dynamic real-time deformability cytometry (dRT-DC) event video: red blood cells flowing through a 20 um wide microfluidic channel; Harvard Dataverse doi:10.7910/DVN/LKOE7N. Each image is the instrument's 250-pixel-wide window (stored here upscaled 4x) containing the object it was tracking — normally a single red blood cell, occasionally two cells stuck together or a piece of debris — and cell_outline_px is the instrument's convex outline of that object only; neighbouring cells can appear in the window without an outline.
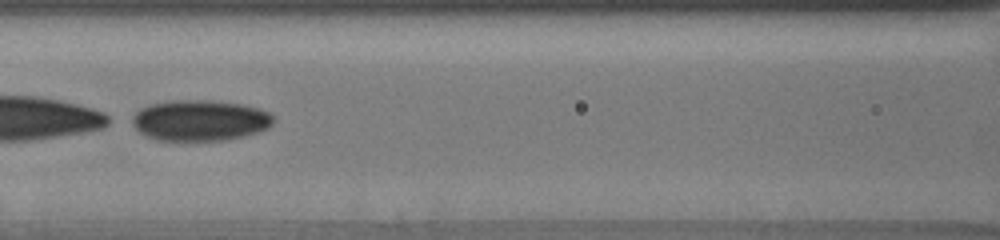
{"species": "human", "species_latin": "Homo sapiens", "temperature_condition": "cold", "stored_images_in_passage": 35, "camera_frame_rate_fps": 3000, "um_per_image_px": 0.085, "donor": {"sex": "male"}, "frame": {"image": 1, "passage_image": 13, "time_ms": 2.333, "image_size_px": [1000, 240], "cell_outline_px": [[272, 124], [268, 128], [244, 136], [224, 140], [156, 140], [144, 136], [124, 120], [140, 108], [148, 104], [172, 100], [212, 100], [240, 104], [260, 108], [268, 112], [272, 116]], "centroid_in_image_um": [16.87, 10.23], "position_along_channel_um": 149.7, "area_um2": 34.22}}
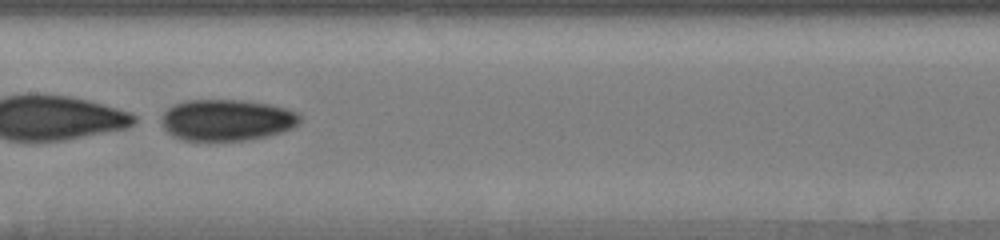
{"frame": {"image": 2, "passage_image": 17, "time_ms": 3.333, "image_size_px": [1000, 240], "cell_outline_px": [[300, 120], [292, 128], [280, 132], [248, 140], [184, 140], [172, 136], [160, 124], [160, 116], [172, 104], [184, 100], [248, 100], [268, 104], [300, 112]], "centroid_in_image_um": [19.22, 10.19], "position_along_channel_um": 188.2, "area_um2": 33.52}}
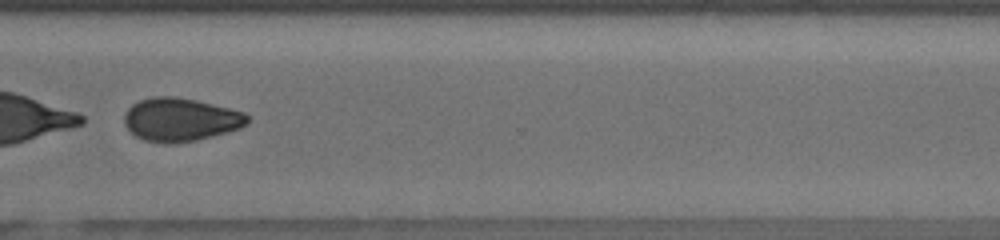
{"frame": {"image": 3, "passage_image": 34, "time_ms": 7.667, "image_size_px": [1000, 240], "cell_outline_px": [[248, 124], [240, 128], [212, 136], [196, 140], [168, 144], [144, 140], [136, 136], [124, 124], [124, 116], [128, 108], [132, 104], [140, 100], [152, 96], [176, 96], [196, 100], [244, 112], [248, 116]], "centroid_in_image_um": [15.33, 10.16], "position_along_channel_um": 355.3, "area_um2": 30.98}}